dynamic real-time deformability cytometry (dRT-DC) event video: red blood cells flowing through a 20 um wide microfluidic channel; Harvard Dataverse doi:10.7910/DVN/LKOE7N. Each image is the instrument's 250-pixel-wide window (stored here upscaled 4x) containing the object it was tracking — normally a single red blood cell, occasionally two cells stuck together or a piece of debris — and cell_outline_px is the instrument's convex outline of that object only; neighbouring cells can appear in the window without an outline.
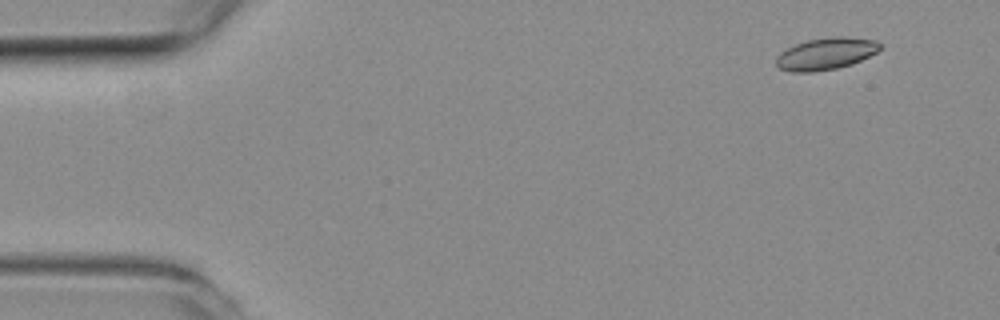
{"species": "common noctule bat (a hibernating species)", "species_latin": "Nyctalus noctula", "temperature_condition": "room temperature", "stored_images_in_passage": 53, "camera_frame_rate_fps": 3000, "um_per_image_px": 0.085, "animal": {"sex": "female", "body_mass_g": 19.3, "forearm_length_mm": 54.1}, "frame": {"image": 1, "passage_image": 5, "time_ms": 1.333, "image_size_px": [1000, 320], "cell_outline_px": [[880, 48], [876, 52], [852, 64], [836, 68], [812, 72], [792, 72], [780, 68], [776, 64], [776, 56], [780, 52], [796, 44], [808, 40], [836, 36], [840, 36], [876, 40], [880, 44]], "centroid_in_image_um": [70.18, 4.57], "position_along_channel_um": 14.8, "area_um2": 19.07}}
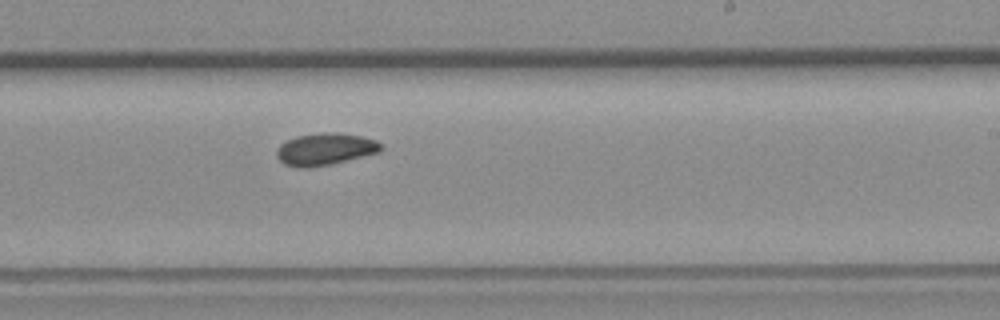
{"frame": {"image": 2, "passage_image": 32, "time_ms": 10.333, "image_size_px": [1000, 320], "cell_outline_px": [[384, 148], [380, 152], [328, 164], [304, 168], [284, 164], [276, 156], [276, 148], [280, 144], [296, 136], [320, 132], [332, 132], [360, 136], [376, 140], [384, 144]], "centroid_in_image_um": [27.64, 12.66], "position_along_channel_um": 261.4, "area_um2": 19.36}}
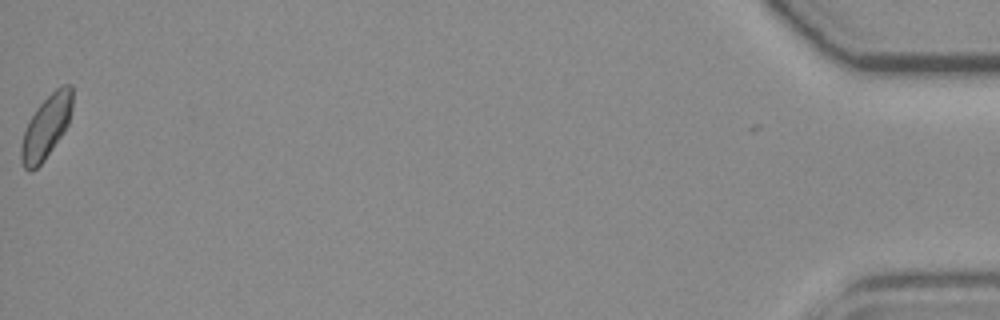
{"frame": {"image": 3, "passage_image": 53, "time_ms": 17.333, "image_size_px": [1000, 320], "cell_outline_px": [[72, 108], [68, 124], [64, 132], [44, 160], [32, 172], [28, 172], [24, 168], [20, 160], [20, 144], [28, 120], [36, 108], [60, 84], [72, 84]], "centroid_in_image_um": [3.91, 10.8], "position_along_channel_um": 431.3, "area_um2": 19.02}, "authors_computed_cell_mechanics": {"area_um2": 18.8428, "velocity_mm_per_s": 3.9476, "shape_relaxation_time_tau1_ms": null, "shape_relaxation_time_tau2_ms": 10.3267, "deformation_change_tau1": null, "deformation_change_tau2": 0.1313}}